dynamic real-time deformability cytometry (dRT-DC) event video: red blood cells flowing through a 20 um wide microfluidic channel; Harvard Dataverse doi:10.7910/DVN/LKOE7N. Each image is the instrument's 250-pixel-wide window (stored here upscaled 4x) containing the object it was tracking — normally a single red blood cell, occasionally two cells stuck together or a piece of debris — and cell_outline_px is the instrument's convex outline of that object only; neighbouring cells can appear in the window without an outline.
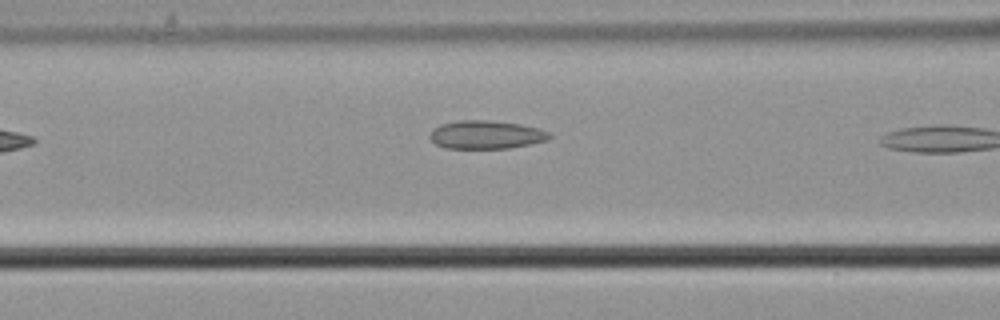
{"species": "common noctule bat (a hibernating species)", "species_latin": "Nyctalus noctula", "temperature_condition": "cold", "stored_images_in_passage": 9, "camera_frame_rate_fps": 3000, "um_per_image_px": 0.085, "animal": {"sex": "male", "body_mass_g": 21.5, "forearm_length_mm": 52.0}, "frame": {"image": 1, "passage_image": 4, "time_ms": 1.0, "image_size_px": [1000, 320], "cell_outline_px": [[552, 136], [548, 140], [508, 148], [444, 148], [436, 144], [428, 136], [440, 124], [456, 120], [492, 120], [520, 124], [540, 128], [548, 132]], "centroid_in_image_um": [41.32, 11.44], "position_along_channel_um": 125.3, "area_um2": 19.71}}